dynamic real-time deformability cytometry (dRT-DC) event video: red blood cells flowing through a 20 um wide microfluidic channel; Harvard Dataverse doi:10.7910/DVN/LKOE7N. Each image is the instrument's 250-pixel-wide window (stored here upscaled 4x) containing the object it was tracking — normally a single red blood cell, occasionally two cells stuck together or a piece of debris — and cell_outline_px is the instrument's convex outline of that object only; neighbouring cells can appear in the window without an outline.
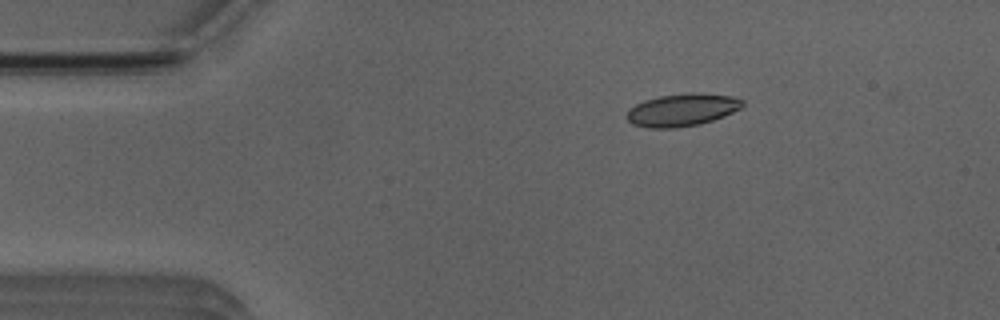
{"species": "Egyptian fruit bat (a non-hibernating species)", "species_latin": "Rousettus aegyptiacus", "temperature_condition": "room temperature", "stored_images_in_passage": 6, "camera_frame_rate_fps": 3000, "um_per_image_px": 0.085, "animal": {"sex": "male"}, "frame": {"image": 1, "passage_image": 1, "time_ms": 0.0, "image_size_px": [1000, 320], "cell_outline_px": [[744, 104], [740, 108], [724, 116], [700, 124], [672, 128], [652, 128], [632, 124], [628, 120], [628, 108], [644, 100], [660, 96], [688, 92], [700, 92], [732, 96], [744, 100]], "centroid_in_image_um": [57.99, 9.32], "position_along_channel_um": 27.0, "area_um2": 21.96}}
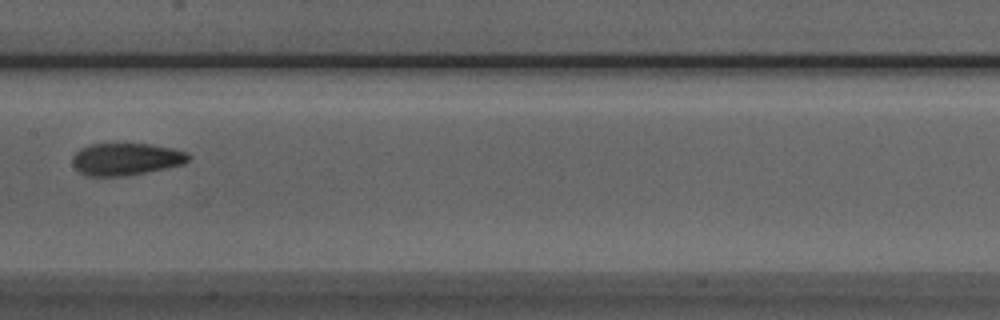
{"frame": {"image": 2, "passage_image": 6, "time_ms": 5.667, "image_size_px": [1000, 320], "cell_outline_px": [[192, 156], [184, 164], [124, 176], [88, 176], [80, 172], [72, 164], [72, 156], [80, 148], [92, 144], [148, 144], [172, 148], [188, 152]], "centroid_in_image_um": [10.71, 13.52], "position_along_channel_um": 196.7, "area_um2": 21.68}}